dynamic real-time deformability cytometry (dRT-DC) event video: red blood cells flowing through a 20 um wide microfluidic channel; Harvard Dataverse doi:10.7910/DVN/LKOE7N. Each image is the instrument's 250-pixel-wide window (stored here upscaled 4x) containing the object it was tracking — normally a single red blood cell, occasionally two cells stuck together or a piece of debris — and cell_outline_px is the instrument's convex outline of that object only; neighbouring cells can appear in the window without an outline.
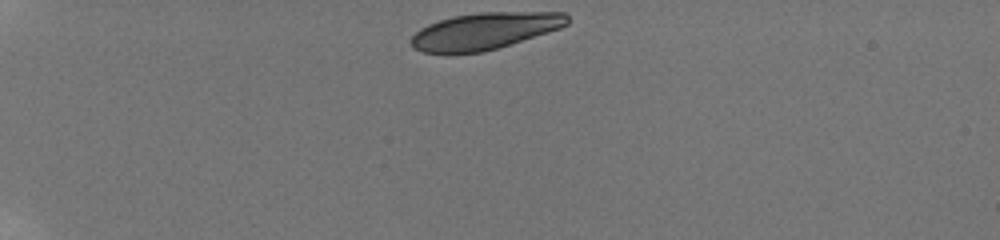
{"species": "human", "species_latin": "Homo sapiens", "temperature_condition": "room temperature", "stored_images_in_passage": 17, "camera_frame_rate_fps": 3000, "um_per_image_px": 0.085, "donor": {"sex": "male"}, "frame": {"image": 1, "passage_image": 1, "time_ms": 0.0, "image_size_px": [1000, 240], "cell_outline_px": [[568, 24], [560, 28], [548, 32], [484, 52], [424, 52], [412, 48], [412, 36], [420, 28], [428, 24], [452, 16], [480, 12], [564, 12], [568, 16]], "centroid_in_image_um": [41.21, 2.62], "position_along_channel_um": 43.8, "area_um2": 33.06}}
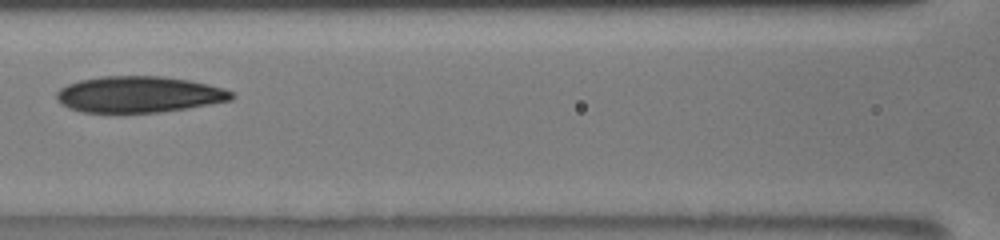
{"frame": {"image": 2, "passage_image": 13, "time_ms": 4.667, "image_size_px": [1000, 240], "cell_outline_px": [[236, 96], [232, 100], [160, 112], [80, 112], [68, 108], [60, 104], [56, 100], [56, 92], [60, 88], [68, 84], [80, 80], [100, 76], [160, 76], [188, 80], [208, 84], [224, 88], [232, 92]], "centroid_in_image_um": [11.77, 8.02], "position_along_channel_um": 154.8, "area_um2": 36.93}}
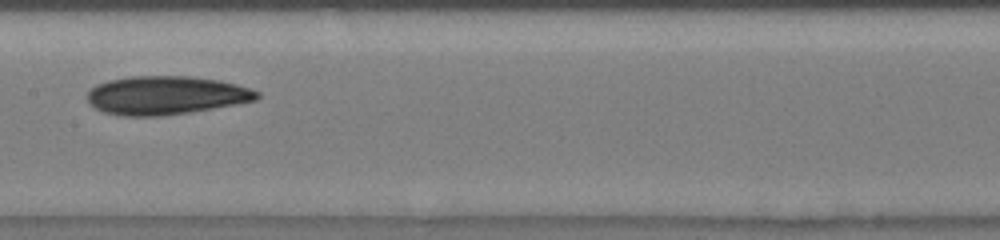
{"frame": {"image": 3, "passage_image": 15, "time_ms": 5.667, "image_size_px": [1000, 240], "cell_outline_px": [[260, 96], [256, 100], [236, 104], [192, 112], [160, 116], [124, 116], [104, 112], [88, 104], [88, 92], [96, 84], [108, 80], [132, 76], [192, 76], [220, 80], [236, 84], [260, 92]], "centroid_in_image_um": [14.11, 8.1], "position_along_channel_um": 193.3, "area_um2": 38.21}}